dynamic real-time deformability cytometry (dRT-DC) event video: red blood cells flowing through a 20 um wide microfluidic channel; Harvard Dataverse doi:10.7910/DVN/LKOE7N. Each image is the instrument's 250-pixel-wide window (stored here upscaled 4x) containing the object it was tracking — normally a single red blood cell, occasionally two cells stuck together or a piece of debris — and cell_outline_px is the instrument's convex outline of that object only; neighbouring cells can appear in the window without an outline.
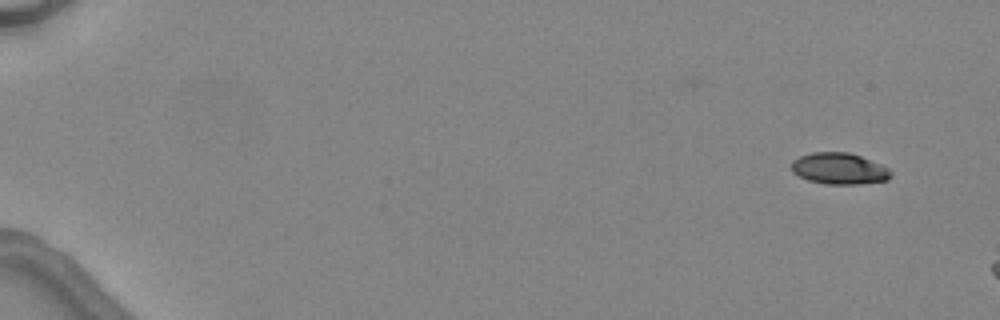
{"species": "common noctule bat (a hibernating species)", "species_latin": "Nyctalus noctula", "temperature_condition": "warm", "stored_images_in_passage": 3, "camera_frame_rate_fps": 3000, "um_per_image_px": 0.085, "animal": {"sex": "female", "body_mass_g": 24.6, "forearm_length_mm": 56.2}, "frame": {"image": 1, "passage_image": 1, "time_ms": 0.0, "image_size_px": [1000, 320], "cell_outline_px": [[892, 176], [888, 180], [860, 184], [824, 184], [808, 180], [792, 172], [792, 160], [800, 156], [812, 152], [848, 152], [860, 156], [880, 164], [888, 168], [892, 172]], "centroid_in_image_um": [71.34, 14.33], "position_along_channel_um": 13.7, "area_um2": 18.21}}